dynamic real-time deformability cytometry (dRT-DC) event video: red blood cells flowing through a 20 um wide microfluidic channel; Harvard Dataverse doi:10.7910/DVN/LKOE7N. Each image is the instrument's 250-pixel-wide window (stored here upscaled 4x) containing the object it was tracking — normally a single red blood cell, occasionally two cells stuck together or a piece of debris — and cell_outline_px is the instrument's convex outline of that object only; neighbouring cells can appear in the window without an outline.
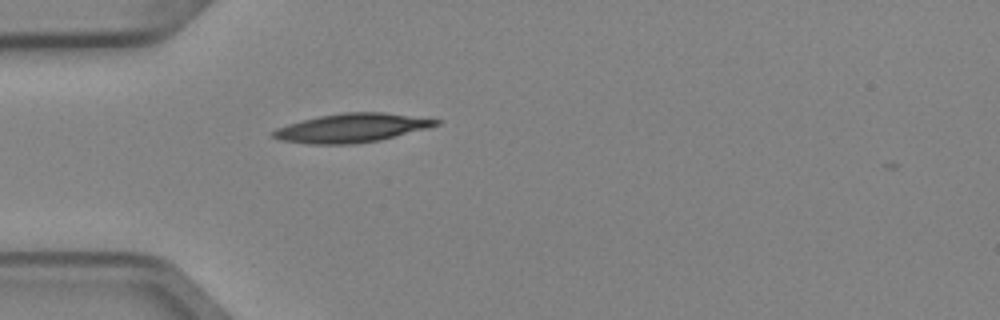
{"species": "Egyptian fruit bat (a non-hibernating species)", "species_latin": "Rousettus aegyptiacus", "temperature_condition": "cold", "stored_images_in_passage": 1, "camera_frame_rate_fps": 3000, "um_per_image_px": 0.085, "animal": {"sex": "female"}, "frame": {"image": 1, "passage_image": 1, "time_ms": 0.0, "image_size_px": [1000, 320], "cell_outline_px": [[440, 124], [428, 128], [380, 140], [352, 144], [308, 144], [280, 140], [272, 136], [272, 132], [276, 128], [288, 124], [320, 116], [344, 112], [384, 112], [440, 120]], "centroid_in_image_um": [29.89, 10.88], "position_along_channel_um": 55.1, "area_um2": 27.11}}